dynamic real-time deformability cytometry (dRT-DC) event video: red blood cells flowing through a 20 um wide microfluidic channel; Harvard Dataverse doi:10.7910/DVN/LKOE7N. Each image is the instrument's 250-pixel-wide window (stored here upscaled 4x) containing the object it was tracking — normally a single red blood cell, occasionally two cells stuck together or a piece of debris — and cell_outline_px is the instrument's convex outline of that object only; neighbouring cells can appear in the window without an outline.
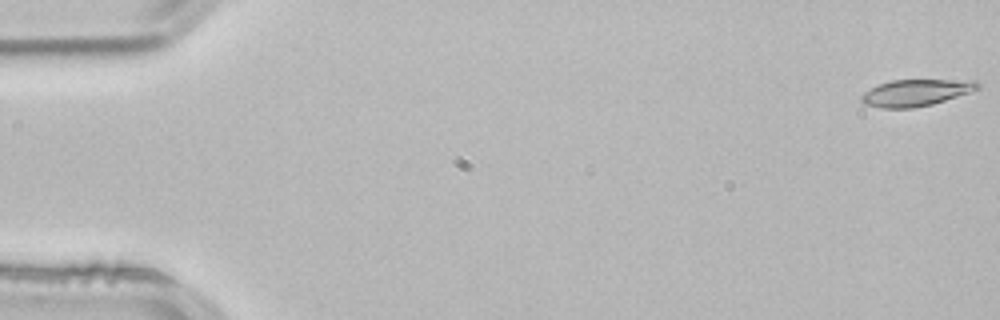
{"species": "common noctule bat (a hibernating species)", "species_latin": "Nyctalus noctula", "temperature_condition": "room temperature", "stored_images_in_passage": 36, "camera_frame_rate_fps": 3000, "um_per_image_px": 0.085, "animal": {"sex": "male", "body_mass_g": 21.5, "forearm_length_mm": 52.0}, "frame": {"image": 1, "passage_image": 1, "time_ms": 0.0, "image_size_px": [1000, 320], "cell_outline_px": [[980, 88], [932, 104], [912, 108], [880, 108], [864, 104], [860, 100], [860, 96], [864, 92], [880, 84], [892, 80], [976, 80], [980, 84]], "centroid_in_image_um": [77.82, 7.88], "position_along_channel_um": 7.2, "area_um2": 17.86}}
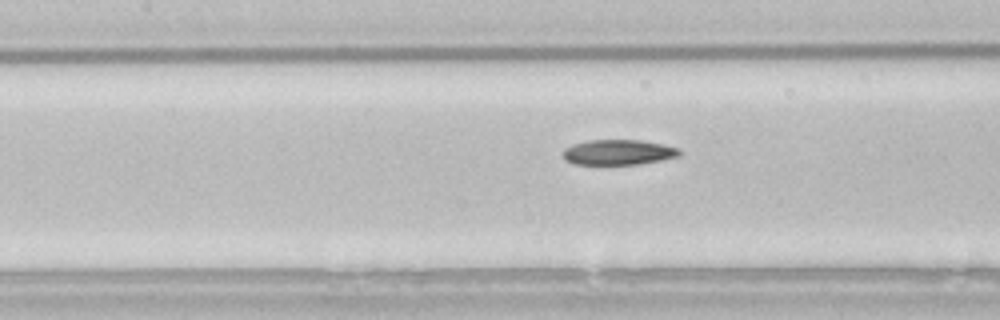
{"frame": {"image": 2, "passage_image": 24, "time_ms": 7.667, "image_size_px": [1000, 320], "cell_outline_px": [[680, 156], [660, 160], [636, 164], [572, 164], [564, 160], [564, 148], [572, 144], [588, 140], [640, 140], [664, 144], [680, 148]], "centroid_in_image_um": [52.55, 12.93], "position_along_channel_um": 154.8, "area_um2": 17.17}}
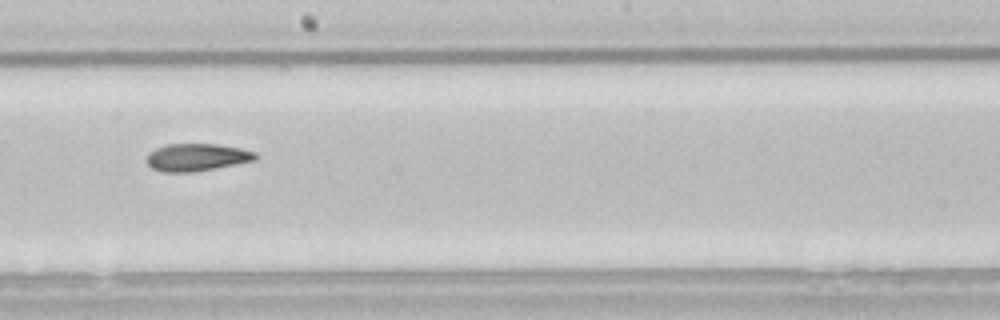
{"frame": {"image": 3, "passage_image": 30, "time_ms": 9.667, "image_size_px": [1000, 320], "cell_outline_px": [[260, 156], [256, 160], [236, 164], [192, 172], [164, 172], [152, 168], [148, 164], [148, 156], [156, 148], [168, 144], [220, 144], [240, 148], [256, 152]], "centroid_in_image_um": [16.79, 13.36], "position_along_channel_um": 231.4, "area_um2": 17.28}}